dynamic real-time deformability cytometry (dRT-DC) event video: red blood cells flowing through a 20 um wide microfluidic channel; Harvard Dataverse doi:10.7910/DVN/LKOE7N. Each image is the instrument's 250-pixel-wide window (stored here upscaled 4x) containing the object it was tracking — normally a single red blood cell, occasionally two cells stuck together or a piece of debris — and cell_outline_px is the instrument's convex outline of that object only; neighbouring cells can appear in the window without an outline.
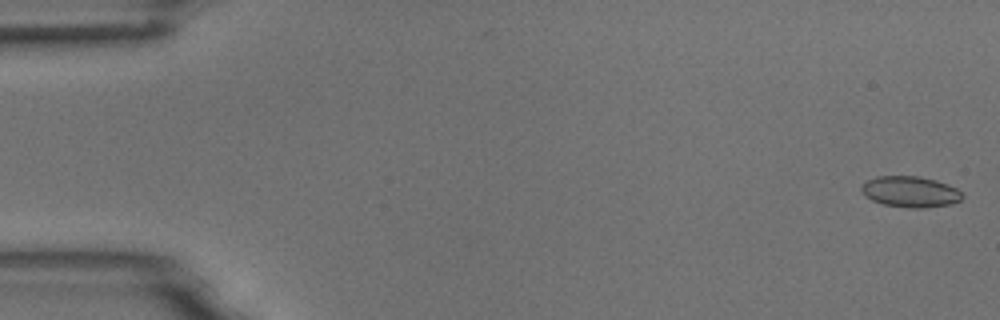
{"species": "common noctule bat (a hibernating species)", "species_latin": "Nyctalus noctula", "temperature_condition": "room temperature", "stored_images_in_passage": 5, "camera_frame_rate_fps": 3000, "um_per_image_px": 0.085, "animal": {"sex": "male", "body_mass_g": 18.8}, "frame": {"image": 1, "passage_image": 1, "time_ms": 0.0, "image_size_px": [1000, 320], "cell_outline_px": [[964, 196], [960, 200], [952, 204], [924, 208], [912, 208], [884, 204], [872, 200], [864, 196], [860, 188], [868, 180], [876, 176], [920, 176], [936, 180], [948, 184], [956, 188]], "centroid_in_image_um": [77.39, 16.29], "position_along_channel_um": 7.6, "area_um2": 18.21}}
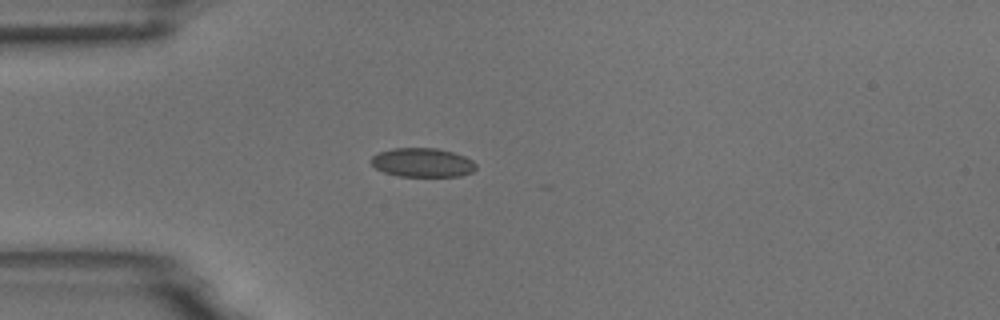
{"frame": {"image": 2, "passage_image": 5, "time_ms": 1.333, "image_size_px": [1000, 320], "cell_outline_px": [[476, 168], [472, 172], [460, 176], [400, 176], [384, 172], [376, 168], [372, 164], [372, 156], [376, 152], [392, 148], [436, 148], [452, 152], [464, 156], [472, 160], [476, 164]], "centroid_in_image_um": [35.9, 13.81], "position_along_channel_um": 49.1, "area_um2": 17.69}}